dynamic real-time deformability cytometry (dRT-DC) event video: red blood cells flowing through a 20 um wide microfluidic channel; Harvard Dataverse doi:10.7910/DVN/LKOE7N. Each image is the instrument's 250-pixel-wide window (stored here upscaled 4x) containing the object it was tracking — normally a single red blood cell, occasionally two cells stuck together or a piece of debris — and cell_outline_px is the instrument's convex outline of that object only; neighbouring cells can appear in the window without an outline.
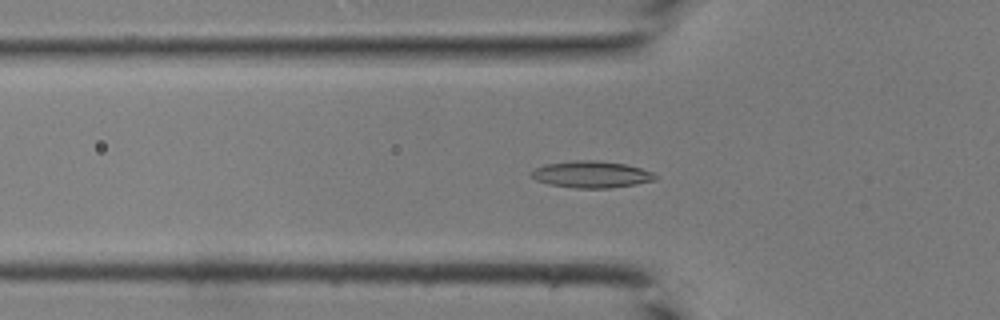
{"species": "common noctule bat (a hibernating species)", "species_latin": "Nyctalus noctula", "temperature_condition": "room temperature", "stored_images_in_passage": 42, "camera_frame_rate_fps": 3000, "um_per_image_px": 0.085, "animal": {"sex": "male", "body_mass_g": 19.0, "forearm_length_mm": 50.8}, "frame": {"image": 1, "passage_image": 14, "time_ms": 4.333, "image_size_px": [1000, 320], "cell_outline_px": [[656, 180], [636, 184], [608, 188], [576, 188], [548, 184], [536, 180], [528, 172], [544, 164], [572, 160], [596, 160], [624, 164], [640, 168], [652, 172], [656, 176]], "centroid_in_image_um": [50.23, 14.82], "position_along_channel_um": 75.6, "area_um2": 19.31}}
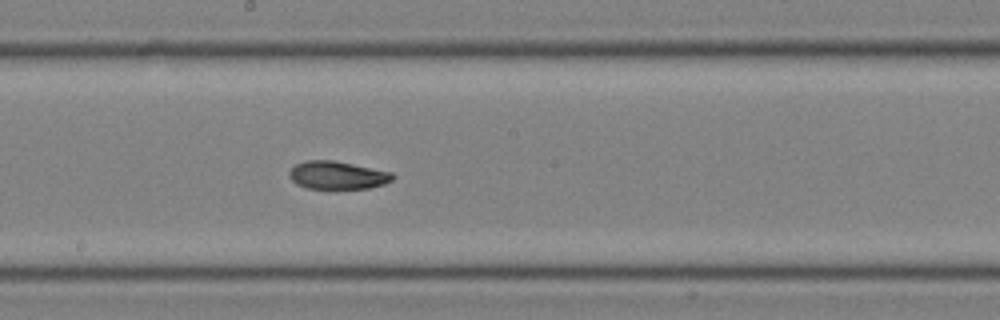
{"frame": {"image": 2, "passage_image": 23, "time_ms": 7.333, "image_size_px": [1000, 320], "cell_outline_px": [[396, 176], [392, 180], [384, 184], [368, 188], [308, 188], [296, 184], [288, 176], [288, 172], [296, 164], [304, 160], [332, 160], [392, 172]], "centroid_in_image_um": [28.67, 14.89], "position_along_channel_um": 219.5, "area_um2": 16.76}}
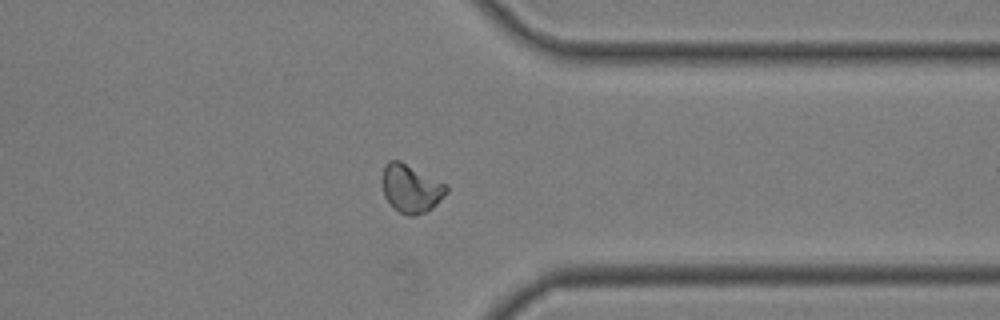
{"frame": {"image": 3, "passage_image": 33, "time_ms": 10.667, "image_size_px": [1000, 320], "cell_outline_px": [[448, 192], [432, 208], [424, 212], [412, 216], [408, 216], [400, 212], [384, 196], [380, 180], [384, 164], [388, 160], [400, 160], [448, 184]], "centroid_in_image_um": [34.92, 15.98], "position_along_channel_um": 376.5, "area_um2": 18.26}}